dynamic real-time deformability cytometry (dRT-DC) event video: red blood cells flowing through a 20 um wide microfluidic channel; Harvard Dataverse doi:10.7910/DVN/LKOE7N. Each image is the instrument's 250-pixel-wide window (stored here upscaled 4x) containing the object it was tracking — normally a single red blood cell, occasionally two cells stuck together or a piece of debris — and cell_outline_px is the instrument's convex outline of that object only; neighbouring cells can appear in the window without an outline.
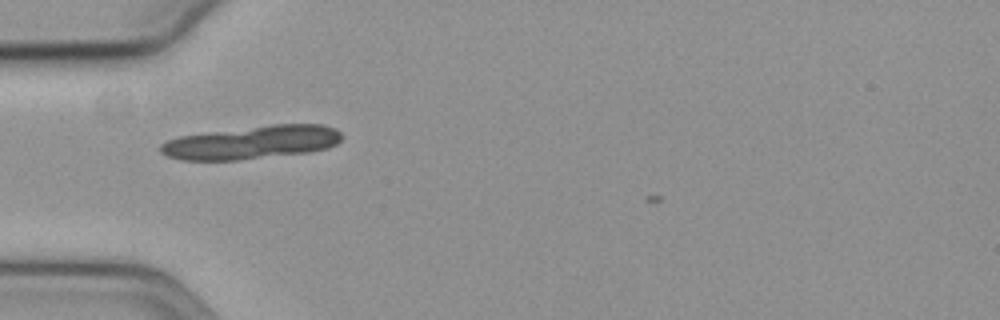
{"species": "common noctule bat (a hibernating species)", "species_latin": "Nyctalus noctula", "temperature_condition": "cold", "stored_images_in_passage": 37, "camera_frame_rate_fps": 3000, "um_per_image_px": 0.085, "animal": {"sex": "female", "body_mass_g": 19.3, "forearm_length_mm": 54.1}, "frame": {"image": 1, "passage_image": 4, "time_ms": 1.0, "image_size_px": [1000, 320], "cell_outline_px": [[344, 136], [336, 144], [328, 148], [308, 152], [236, 160], [180, 160], [168, 156], [160, 152], [160, 144], [168, 140], [180, 136], [208, 132], [272, 124], [324, 124], [336, 128]], "centroid_in_image_um": [21.44, 12.09], "position_along_channel_um": 63.6, "area_um2": 35.08}}
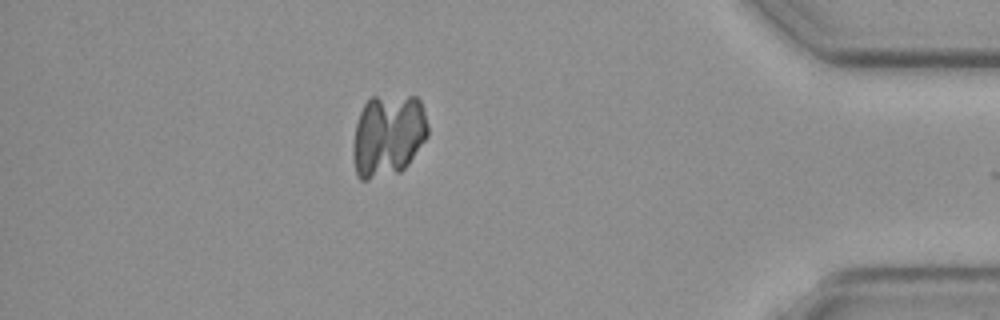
{"frame": {"image": 2, "passage_image": 36, "time_ms": 11.667, "image_size_px": [1000, 320], "cell_outline_px": [[428, 136], [408, 164], [400, 172], [368, 180], [360, 180], [356, 176], [352, 152], [352, 148], [356, 124], [360, 112], [364, 104], [372, 96], [416, 96], [420, 100], [428, 124]], "centroid_in_image_um": [32.97, 11.51], "position_along_channel_um": 402.2, "area_um2": 36.3}}